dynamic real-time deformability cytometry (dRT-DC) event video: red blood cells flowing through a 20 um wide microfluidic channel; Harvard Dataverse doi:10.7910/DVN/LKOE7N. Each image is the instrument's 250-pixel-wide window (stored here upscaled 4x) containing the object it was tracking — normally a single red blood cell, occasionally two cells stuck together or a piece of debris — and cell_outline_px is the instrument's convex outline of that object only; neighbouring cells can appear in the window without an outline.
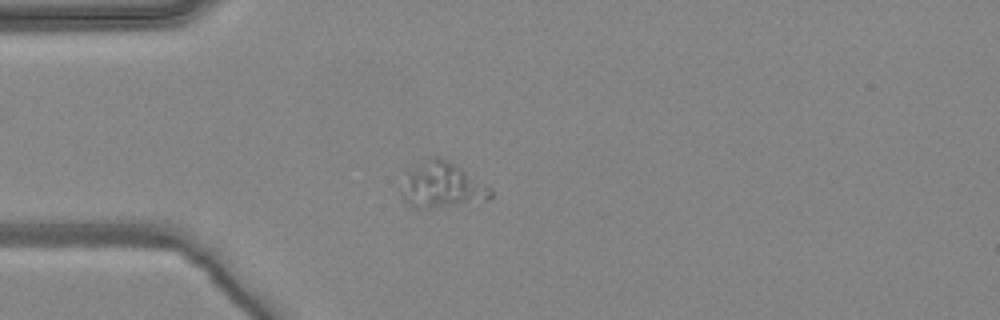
{"species": "common noctule bat (a hibernating species)", "species_latin": "Nyctalus noctula", "temperature_condition": "warm", "stored_images_in_passage": 4, "camera_frame_rate_fps": 3000, "um_per_image_px": 0.085, "animal": {"sex": "female", "body_mass_g": 24.6, "forearm_length_mm": 56.2}, "frame": {"image": 1, "passage_image": 4, "time_ms": 1.0, "image_size_px": [1000, 320], "cell_outline_px": [[492, 196], [488, 200], [424, 208], [412, 208], [400, 196], [400, 192], [408, 172], [424, 156], [440, 156], [456, 164], [492, 188]], "centroid_in_image_um": [37.55, 15.7], "position_along_channel_um": 47.5, "area_um2": 23.81}}